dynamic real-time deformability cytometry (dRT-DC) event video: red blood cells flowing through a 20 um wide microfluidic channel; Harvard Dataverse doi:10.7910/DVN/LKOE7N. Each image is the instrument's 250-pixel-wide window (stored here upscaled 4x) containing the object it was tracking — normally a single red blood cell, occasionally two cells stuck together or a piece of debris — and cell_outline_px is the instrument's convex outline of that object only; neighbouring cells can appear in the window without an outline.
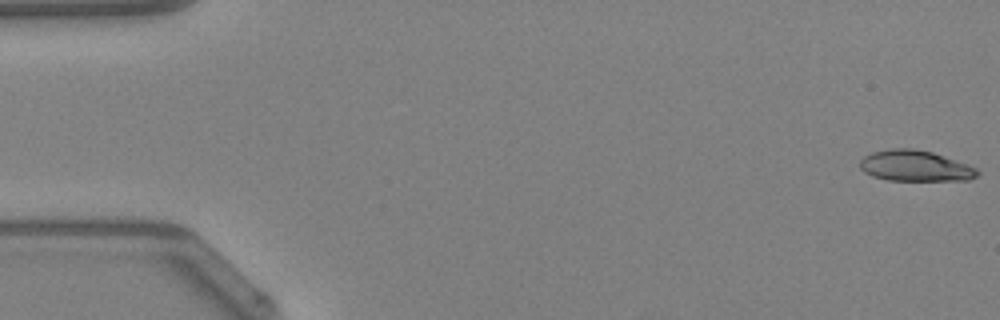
{"species": "Egyptian fruit bat (a non-hibernating species)", "species_latin": "Rousettus aegyptiacus", "temperature_condition": "warm", "stored_images_in_passage": 48, "camera_frame_rate_fps": 3000, "um_per_image_px": 0.085, "animal": {"sex": "female"}, "frame": {"image": 1, "passage_image": 1, "time_ms": 0.0, "image_size_px": [1000, 320], "cell_outline_px": [[980, 172], [976, 176], [968, 180], [888, 180], [872, 176], [864, 172], [860, 168], [860, 160], [864, 156], [872, 152], [888, 148], [916, 148], [932, 152], [968, 164], [976, 168]], "centroid_in_image_um": [77.77, 14.09], "position_along_channel_um": 7.2, "area_um2": 21.21}}
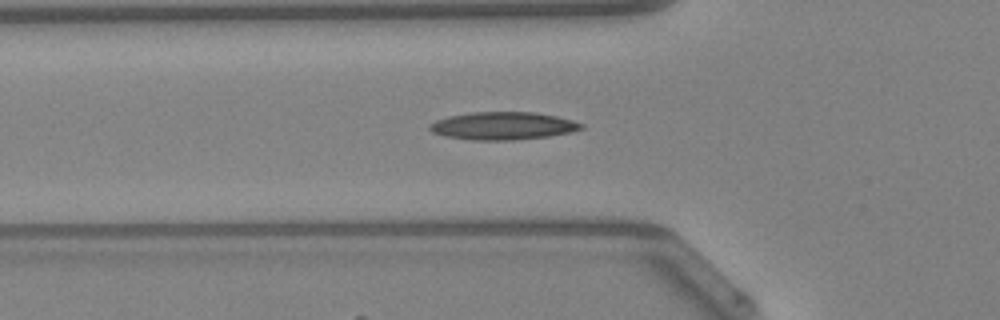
{"frame": {"image": 2, "passage_image": 17, "time_ms": 5.333, "image_size_px": [1000, 320], "cell_outline_px": [[584, 128], [568, 132], [548, 136], [512, 140], [472, 140], [448, 136], [432, 132], [428, 128], [428, 124], [436, 120], [448, 116], [472, 112], [536, 112], [556, 116], [572, 120], [584, 124]], "centroid_in_image_um": [42.73, 10.69], "position_along_channel_um": 83.1, "area_um2": 24.39}}
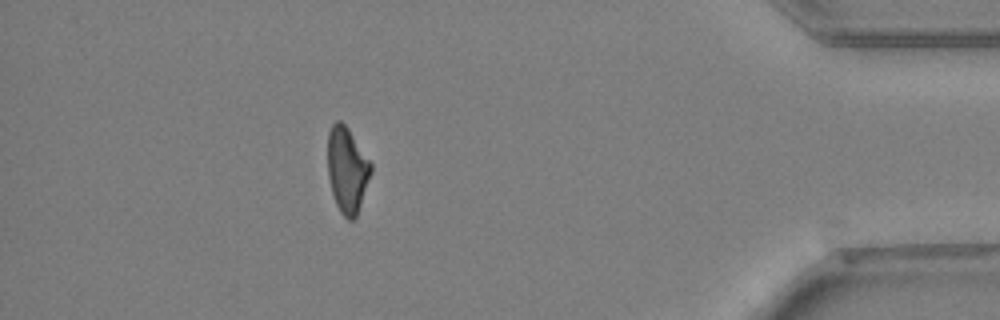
{"frame": {"image": 3, "passage_image": 43, "time_ms": 14.0, "image_size_px": [1000, 320], "cell_outline_px": [[372, 172], [356, 216], [352, 220], [348, 220], [340, 212], [336, 204], [332, 192], [328, 176], [328, 132], [332, 124], [336, 120], [340, 120], [348, 128], [372, 164]], "centroid_in_image_um": [29.5, 14.42], "position_along_channel_um": 405.7, "area_um2": 21.44}, "authors_computed_cell_mechanics": {"area_um2": 21.7906, "velocity_mm_per_s": 4.2846, "shape_relaxation_time_tau1_ms": null, "shape_relaxation_time_tau2_ms": 9.9866, "deformation_change_tau1": null, "deformation_change_tau2": 0.2569}}